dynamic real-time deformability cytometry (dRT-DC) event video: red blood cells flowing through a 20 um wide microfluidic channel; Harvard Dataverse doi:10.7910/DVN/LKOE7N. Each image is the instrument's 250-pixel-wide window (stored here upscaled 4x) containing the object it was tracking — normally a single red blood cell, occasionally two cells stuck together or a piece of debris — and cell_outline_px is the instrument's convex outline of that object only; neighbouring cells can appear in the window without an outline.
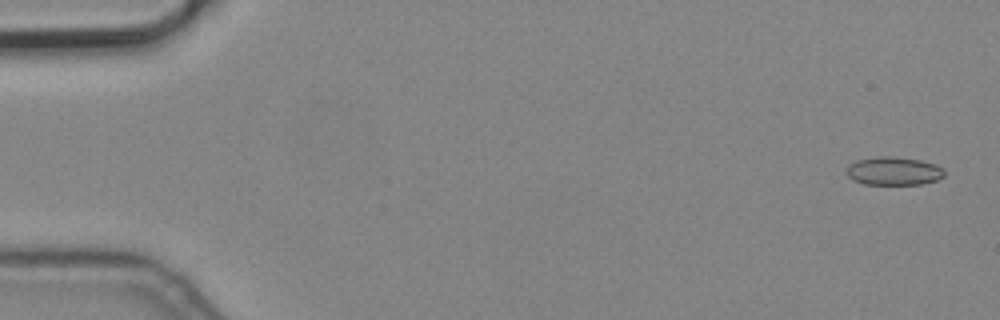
{"species": "common noctule bat (a hibernating species)", "species_latin": "Nyctalus noctula", "temperature_condition": "cold", "stored_images_in_passage": 5, "camera_frame_rate_fps": 3000, "um_per_image_px": 0.085, "animal": {"sex": "male", "body_mass_g": 19.2, "forearm_length_mm": 51.8}, "frame": {"image": 1, "passage_image": 1, "time_ms": 0.0, "image_size_px": [1000, 320], "cell_outline_px": [[944, 176], [936, 180], [920, 184], [864, 184], [852, 180], [848, 176], [848, 164], [856, 160], [876, 156], [892, 156], [920, 160], [936, 164], [944, 168]], "centroid_in_image_um": [75.96, 14.53], "position_along_channel_um": 9.0, "area_um2": 16.18}}